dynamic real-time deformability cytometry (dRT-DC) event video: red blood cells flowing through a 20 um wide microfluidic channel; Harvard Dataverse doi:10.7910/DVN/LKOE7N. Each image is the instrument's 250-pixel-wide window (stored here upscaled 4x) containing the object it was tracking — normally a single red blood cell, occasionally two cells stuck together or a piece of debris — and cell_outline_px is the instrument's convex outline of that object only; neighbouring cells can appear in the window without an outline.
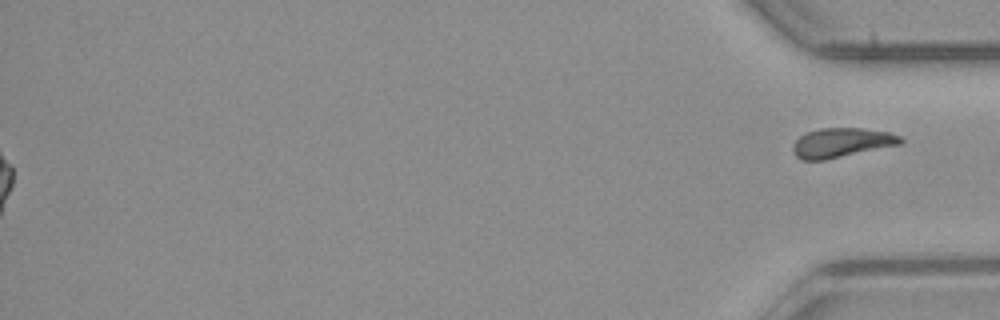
{"species": "common noctule bat (a hibernating species)", "species_latin": "Nyctalus noctula", "temperature_condition": "room temperature", "stored_images_in_passage": 54, "segment_of_instrument_passage": [2, 2], "camera_frame_rate_fps": 3000, "um_per_image_px": 0.085, "animal": {"sex": "male", "body_mass_g": 23.1, "forearm_length_mm": 52.7}, "frame": {"image": 1, "passage_image": 54, "time_ms": 17.667, "image_size_px": [1000, 320], "cell_outline_px": [[904, 140], [900, 144], [824, 160], [800, 160], [792, 152], [792, 144], [800, 136], [808, 132], [820, 128], [860, 128], [888, 132], [900, 136]], "centroid_in_image_um": [71.49, 12.13], "position_along_channel_um": 363.7, "area_um2": 18.32}}